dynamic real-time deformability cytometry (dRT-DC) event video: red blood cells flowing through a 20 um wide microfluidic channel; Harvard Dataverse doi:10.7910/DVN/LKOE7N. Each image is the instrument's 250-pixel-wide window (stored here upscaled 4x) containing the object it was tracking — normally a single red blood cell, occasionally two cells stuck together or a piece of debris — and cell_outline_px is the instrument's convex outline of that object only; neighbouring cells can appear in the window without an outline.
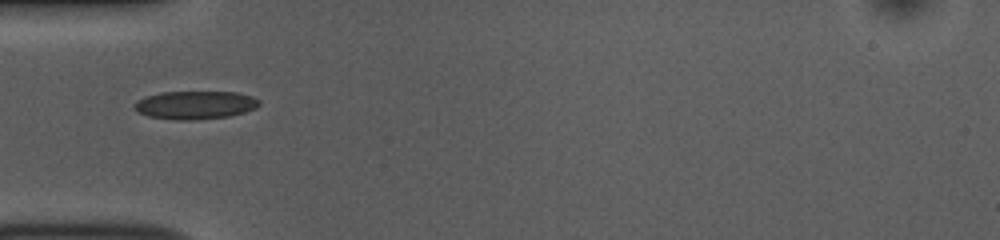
{"species": "common noctule bat (a hibernating species)", "species_latin": "Nyctalus noctula", "temperature_condition": "room temperature", "stored_images_in_passage": 36, "camera_frame_rate_fps": 3000, "um_per_image_px": 0.085, "animal": {"sex": "female", "body_mass_g": 10.0, "forearm_length_mm": 53.1}, "frame": {"image": 1, "passage_image": 1, "time_ms": 0.0, "image_size_px": [1000, 240], "cell_outline_px": [[260, 104], [256, 108], [244, 112], [228, 116], [192, 120], [176, 120], [148, 116], [140, 112], [132, 104], [136, 100], [144, 96], [160, 92], [236, 92], [252, 96], [260, 100]], "centroid_in_image_um": [16.58, 8.91], "position_along_channel_um": 68.4, "area_um2": 20.52}}
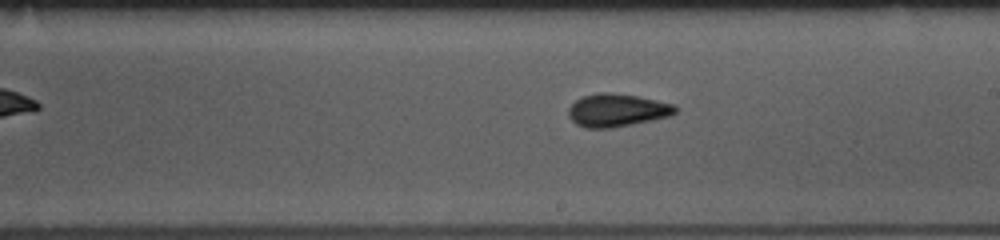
{"frame": {"image": 2, "passage_image": 14, "time_ms": 4.333, "image_size_px": [1000, 240], "cell_outline_px": [[676, 112], [672, 116], [612, 128], [584, 128], [576, 124], [568, 116], [568, 108], [576, 100], [584, 96], [600, 92], [608, 92], [636, 96], [676, 104]], "centroid_in_image_um": [52.45, 9.38], "position_along_channel_um": 236.6, "area_um2": 20.52}}
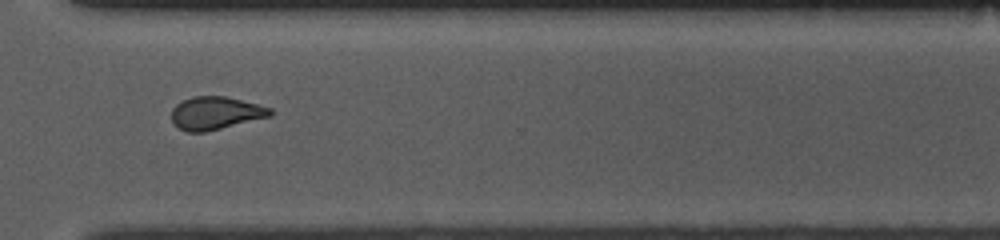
{"frame": {"image": 3, "passage_image": 23, "time_ms": 7.333, "image_size_px": [1000, 240], "cell_outline_px": [[272, 116], [204, 132], [188, 132], [172, 124], [172, 108], [176, 104], [192, 96], [224, 96], [272, 108]], "centroid_in_image_um": [18.31, 9.61], "position_along_channel_um": 352.3, "area_um2": 18.79}, "authors_computed_cell_mechanics": {"area_um2": 19.6809, "velocity_mm_per_s": 3.8644, "shape_relaxation_time_tau1_ms": 3.0618, "shape_relaxation_time_tau2_ms": 1.7193, "deformation_change_tau1": 0.0952, "deformation_change_tau2": 0.0681}}